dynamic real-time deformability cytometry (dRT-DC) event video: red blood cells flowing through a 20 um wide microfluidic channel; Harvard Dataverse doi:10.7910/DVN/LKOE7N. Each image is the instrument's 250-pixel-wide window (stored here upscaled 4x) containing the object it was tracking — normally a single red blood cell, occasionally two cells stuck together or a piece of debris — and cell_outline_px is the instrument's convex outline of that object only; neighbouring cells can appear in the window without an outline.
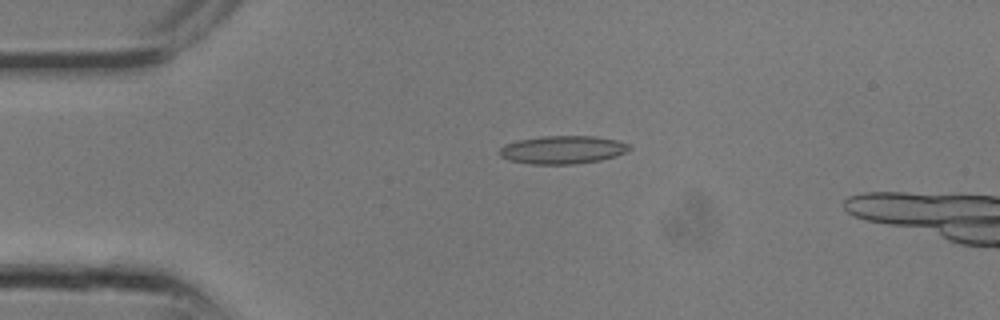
{"species": "common noctule bat (a hibernating species)", "species_latin": "Nyctalus noctula", "temperature_condition": "room temperature", "stored_images_in_passage": 4, "camera_frame_rate_fps": 3000, "um_per_image_px": 0.085, "animal": {"sex": "male", "body_mass_g": 13.3}, "frame": {"image": 1, "passage_image": 2, "time_ms": 0.333, "image_size_px": [1000, 320], "cell_outline_px": [[632, 148], [616, 156], [600, 160], [572, 164], [532, 164], [508, 160], [500, 156], [500, 148], [504, 144], [520, 140], [540, 136], [596, 136], [616, 140], [632, 144]], "centroid_in_image_um": [47.84, 12.72], "position_along_channel_um": 37.2, "area_um2": 21.27}}